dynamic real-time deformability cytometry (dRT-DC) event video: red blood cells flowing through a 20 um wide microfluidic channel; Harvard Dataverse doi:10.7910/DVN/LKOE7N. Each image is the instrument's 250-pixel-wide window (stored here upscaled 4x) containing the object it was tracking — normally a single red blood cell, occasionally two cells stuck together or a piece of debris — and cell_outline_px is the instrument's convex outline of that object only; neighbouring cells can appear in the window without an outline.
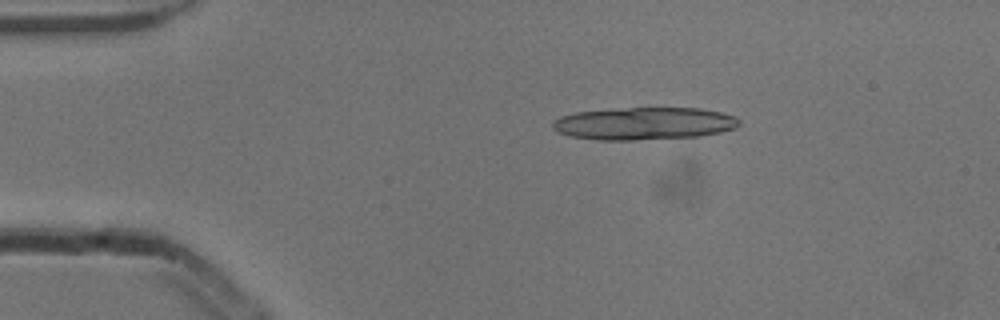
{"species": "common noctule bat (a hibernating species)", "species_latin": "Nyctalus noctula", "temperature_condition": "cold", "stored_images_in_passage": 6, "camera_frame_rate_fps": 3000, "um_per_image_px": 0.085, "animal": {"sex": "male", "body_mass_g": 13.3}, "frame": {"image": 1, "passage_image": 3, "time_ms": 0.667, "image_size_px": [1000, 320], "cell_outline_px": [[740, 124], [736, 128], [720, 132], [700, 136], [632, 140], [596, 140], [568, 136], [552, 128], [552, 124], [560, 116], [576, 112], [628, 108], [700, 108], [720, 112], [736, 116], [740, 120]], "centroid_in_image_um": [54.77, 10.5], "position_along_channel_um": 30.2, "area_um2": 35.32}}